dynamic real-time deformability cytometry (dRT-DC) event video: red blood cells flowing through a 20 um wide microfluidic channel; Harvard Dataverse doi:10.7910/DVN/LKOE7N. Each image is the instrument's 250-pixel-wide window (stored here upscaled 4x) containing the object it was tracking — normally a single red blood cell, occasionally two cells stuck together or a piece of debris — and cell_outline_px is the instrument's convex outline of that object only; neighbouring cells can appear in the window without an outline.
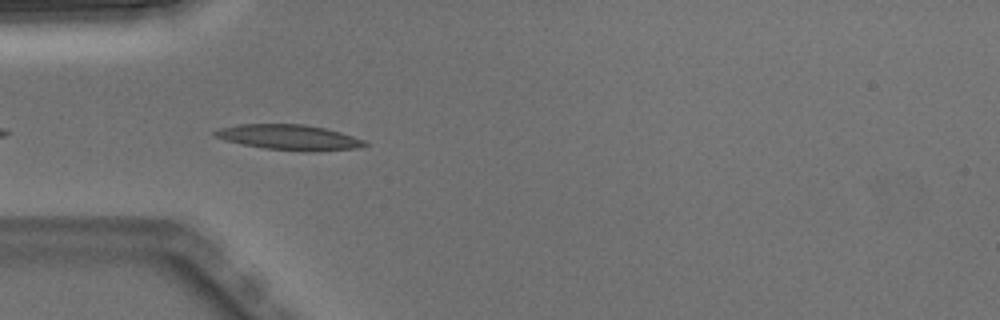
{"species": "Egyptian fruit bat (a non-hibernating species)", "species_latin": "Rousettus aegyptiacus", "temperature_condition": "warm", "stored_images_in_passage": 5, "camera_frame_rate_fps": 3000, "um_per_image_px": 0.085, "animal": {"sex": "male"}, "frame": {"image": 1, "passage_image": 4, "time_ms": 1.0, "image_size_px": [1000, 320], "cell_outline_px": [[368, 144], [356, 148], [312, 152], [304, 152], [264, 148], [224, 140], [212, 136], [212, 132], [220, 128], [240, 124], [304, 124], [324, 128], [340, 132], [364, 140]], "centroid_in_image_um": [24.55, 11.67], "position_along_channel_um": 60.5, "area_um2": 22.08}}